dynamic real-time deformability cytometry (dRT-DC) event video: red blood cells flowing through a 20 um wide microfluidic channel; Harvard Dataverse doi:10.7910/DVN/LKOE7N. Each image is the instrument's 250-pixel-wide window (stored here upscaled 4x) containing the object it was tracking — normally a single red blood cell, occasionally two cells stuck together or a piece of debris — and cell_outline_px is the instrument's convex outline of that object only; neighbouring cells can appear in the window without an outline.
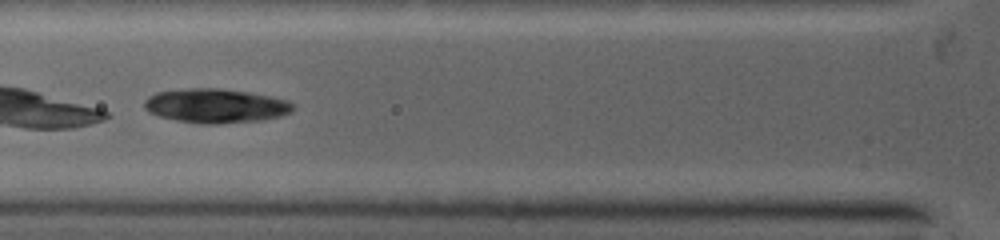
{"species": "common noctule bat (a hibernating species)", "species_latin": "Nyctalus noctula", "temperature_condition": "warm", "stored_images_in_passage": 5, "camera_frame_rate_fps": 5000, "um_per_image_px": 0.085, "animal": {"sex": "female", "body_mass_g": 19.0, "forearm_length_mm": 53.3}, "frame": {"image": 1, "passage_image": 3, "time_ms": 1.6, "image_size_px": [1000, 240], "cell_outline_px": [[292, 108], [288, 112], [276, 116], [256, 120], [216, 124], [204, 124], [176, 120], [160, 116], [144, 108], [144, 100], [148, 96], [156, 92], [192, 88], [216, 88], [244, 92], [268, 96], [288, 100], [292, 104]], "centroid_in_image_um": [18.25, 8.98], "position_along_channel_um": 107.6, "area_um2": 28.84}}
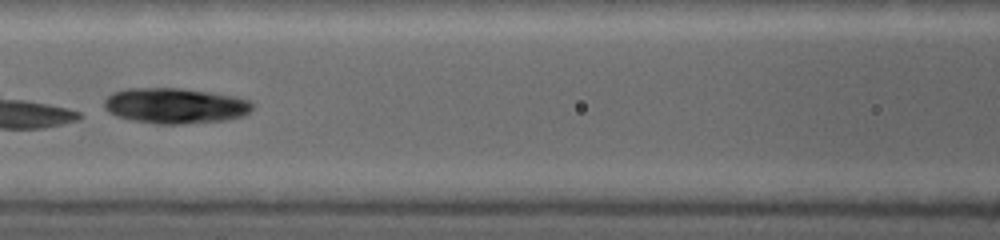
{"frame": {"image": 2, "passage_image": 4, "time_ms": 2.6, "image_size_px": [1000, 240], "cell_outline_px": [[252, 108], [248, 112], [240, 116], [224, 120], [176, 124], [164, 124], [140, 120], [120, 116], [112, 112], [104, 104], [104, 100], [112, 92], [128, 88], [176, 88], [232, 96], [248, 100], [252, 104]], "centroid_in_image_um": [14.89, 8.97], "position_along_channel_um": 151.7, "area_um2": 29.54}}
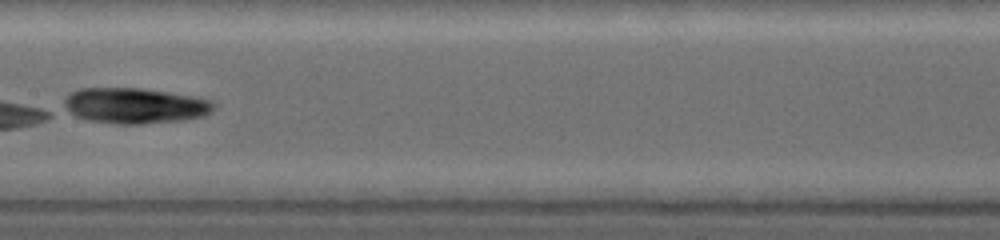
{"frame": {"image": 3, "passage_image": 5, "time_ms": 3.6, "image_size_px": [1000, 240], "cell_outline_px": [[216, 104], [208, 112], [200, 116], [172, 120], [132, 124], [124, 124], [88, 120], [76, 116], [68, 112], [68, 96], [72, 92], [84, 88], [140, 88], [188, 96], [208, 100]], "centroid_in_image_um": [11.41, 8.97], "position_along_channel_um": 196.0, "area_um2": 29.59}}